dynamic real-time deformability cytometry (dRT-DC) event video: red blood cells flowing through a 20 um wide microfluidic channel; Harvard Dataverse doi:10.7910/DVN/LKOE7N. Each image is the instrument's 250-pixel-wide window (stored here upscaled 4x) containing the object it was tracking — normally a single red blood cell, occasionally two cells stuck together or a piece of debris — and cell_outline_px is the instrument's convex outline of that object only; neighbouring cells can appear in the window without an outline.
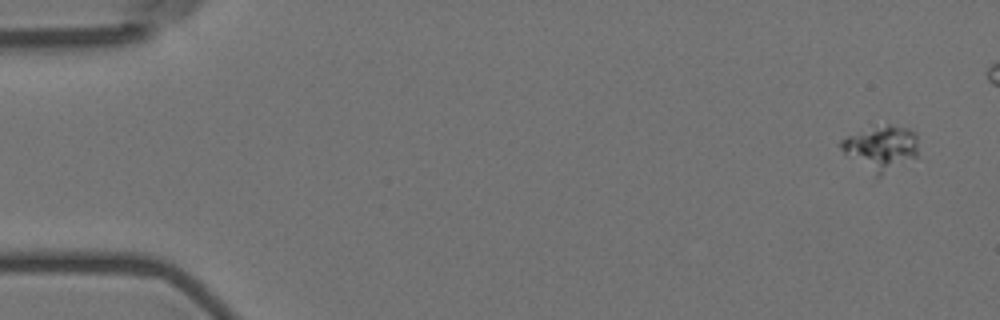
{"species": "Egyptian fruit bat (a non-hibernating species)", "species_latin": "Rousettus aegyptiacus", "temperature_condition": "room temperature", "stored_images_in_passage": 6, "camera_frame_rate_fps": 3000, "um_per_image_px": 0.085, "animal": {"sex": "female"}, "frame": {"image": 1, "passage_image": 1, "time_ms": 0.0, "image_size_px": [1000, 320], "cell_outline_px": [[916, 156], [880, 176], [876, 176], [844, 152], [836, 144], [840, 140], [848, 136], [860, 132], [888, 124], [908, 128], [916, 132]], "centroid_in_image_um": [74.88, 12.56], "position_along_channel_um": 10.1, "area_um2": 19.42}}